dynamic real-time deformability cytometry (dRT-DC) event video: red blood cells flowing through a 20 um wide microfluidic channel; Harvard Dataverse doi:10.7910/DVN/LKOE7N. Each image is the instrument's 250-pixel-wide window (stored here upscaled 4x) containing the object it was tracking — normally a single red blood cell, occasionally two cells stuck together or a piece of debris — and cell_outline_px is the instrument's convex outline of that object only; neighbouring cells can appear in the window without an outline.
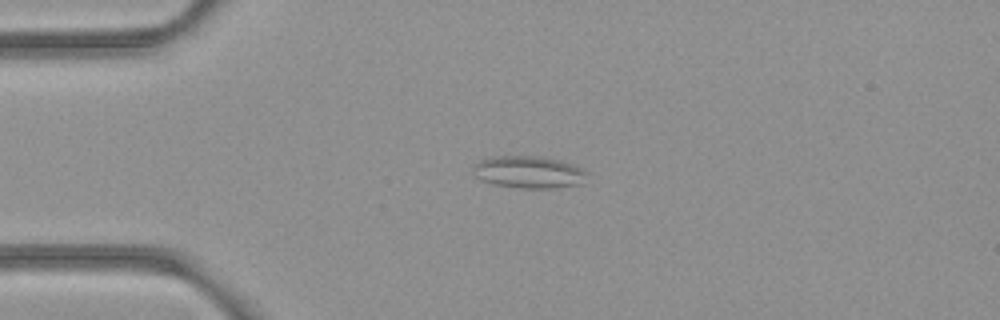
{"species": "common noctule bat (a hibernating species)", "species_latin": "Nyctalus noctula", "temperature_condition": "room temperature", "stored_images_in_passage": 7, "camera_frame_rate_fps": 3000, "um_per_image_px": 0.085, "animal": {"sex": "female", "body_mass_g": 21.9}, "frame": {"image": 1, "passage_image": 3, "time_ms": 0.667, "image_size_px": [1000, 320], "cell_outline_px": [[588, 172], [580, 184], [556, 188], [520, 188], [492, 184], [480, 180], [472, 172], [472, 168], [480, 160], [492, 156], [540, 156], [560, 160], [572, 164]], "centroid_in_image_um": [44.9, 14.63], "position_along_channel_um": 40.1, "area_um2": 21.44}}
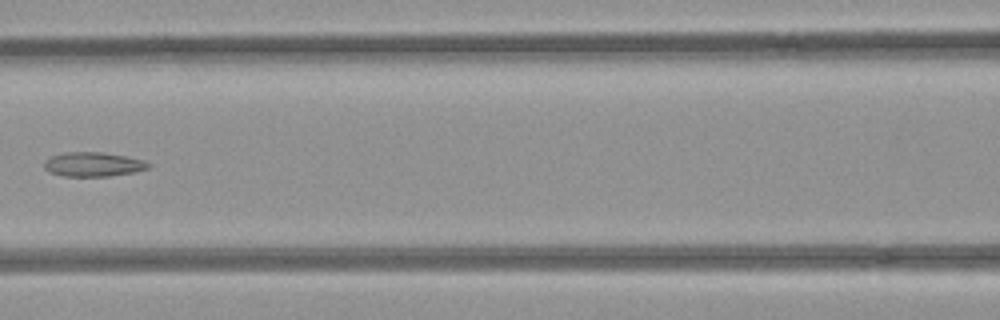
{"frame": {"image": 2, "passage_image": 6, "time_ms": 1.667, "image_size_px": [1000, 320], "cell_outline_px": [[152, 164], [148, 168], [132, 172], [108, 176], [64, 176], [48, 172], [44, 168], [44, 160], [52, 156], [64, 152], [100, 152], [124, 156], [144, 160]], "centroid_in_image_um": [7.88, 13.97], "position_along_channel_um": 158.7, "area_um2": 14.68}}
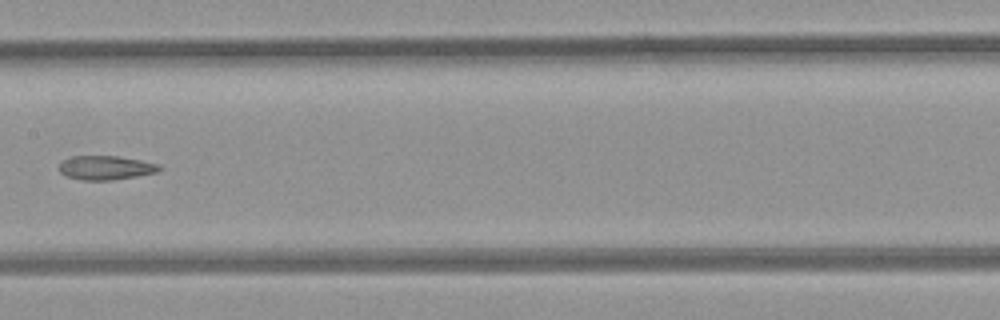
{"frame": {"image": 3, "passage_image": 7, "time_ms": 2.0, "image_size_px": [1000, 320], "cell_outline_px": [[164, 168], [156, 172], [136, 176], [112, 180], [84, 180], [64, 176], [60, 172], [60, 164], [64, 160], [72, 156], [116, 156], [140, 160], [160, 164]], "centroid_in_image_um": [9.01, 14.26], "position_along_channel_um": 198.4, "area_um2": 13.99}}